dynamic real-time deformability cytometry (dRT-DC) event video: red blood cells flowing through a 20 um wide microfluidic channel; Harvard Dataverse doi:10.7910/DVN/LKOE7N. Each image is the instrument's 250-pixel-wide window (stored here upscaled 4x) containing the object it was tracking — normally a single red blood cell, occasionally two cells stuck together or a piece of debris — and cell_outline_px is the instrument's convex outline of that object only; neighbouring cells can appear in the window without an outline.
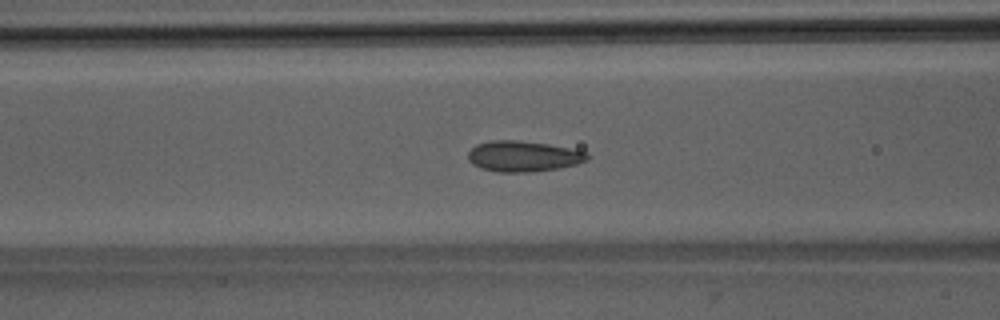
{"species": "Egyptian fruit bat (a non-hibernating species)", "species_latin": "Rousettus aegyptiacus", "temperature_condition": "room temperature", "stored_images_in_passage": 47, "camera_frame_rate_fps": 3000, "um_per_image_px": 0.085, "animal": {"sex": "male"}, "frame": {"image": 1, "passage_image": 16, "time_ms": 5.0, "image_size_px": [1000, 320], "cell_outline_px": [[588, 160], [576, 164], [560, 168], [532, 172], [496, 172], [480, 168], [472, 164], [468, 160], [468, 152], [476, 144], [488, 140], [516, 140], [548, 144], [588, 152]], "centroid_in_image_um": [44.45, 13.28], "position_along_channel_um": 122.2, "area_um2": 21.5}}
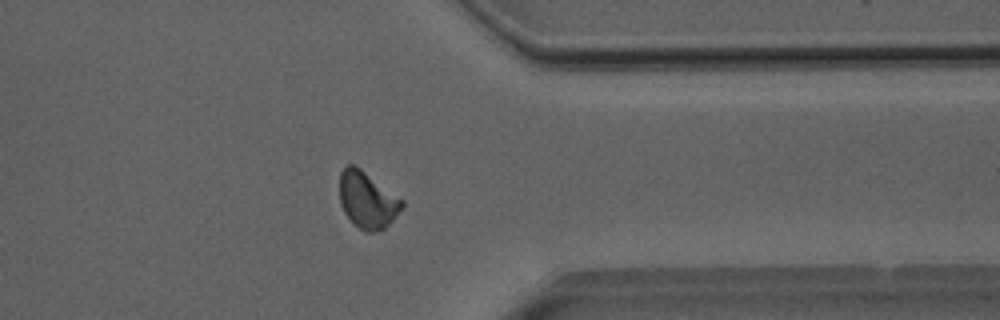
{"frame": {"image": 2, "passage_image": 36, "time_ms": 11.667, "image_size_px": [1000, 320], "cell_outline_px": [[404, 204], [392, 220], [384, 228], [376, 232], [368, 232], [360, 228], [344, 212], [340, 204], [340, 172], [348, 164], [356, 164], [404, 200]], "centroid_in_image_um": [31.22, 16.95], "position_along_channel_um": 380.2, "area_um2": 20.46}}
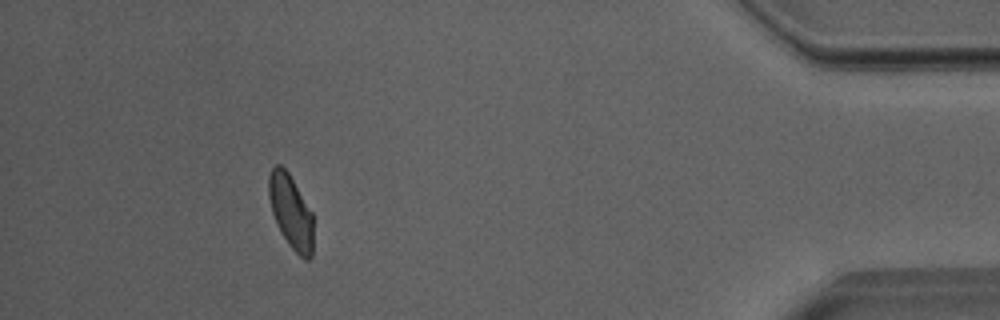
{"frame": {"image": 3, "passage_image": 42, "time_ms": 13.667, "image_size_px": [1000, 320], "cell_outline_px": [[312, 256], [308, 260], [304, 260], [288, 244], [272, 212], [268, 196], [268, 176], [272, 168], [276, 164], [280, 164], [288, 172], [312, 212]], "centroid_in_image_um": [24.72, 17.97], "position_along_channel_um": 410.5, "area_um2": 18.84}, "authors_computed_cell_mechanics": {"area_um2": 20.4612, "velocity_mm_per_s": 3.9791, "shape_relaxation_time_tau1_ms": 9.076, "shape_relaxation_time_tau2_ms": 1.5045, "deformation_change_tau1": 0.1584, "deformation_change_tau2": 0.059}}